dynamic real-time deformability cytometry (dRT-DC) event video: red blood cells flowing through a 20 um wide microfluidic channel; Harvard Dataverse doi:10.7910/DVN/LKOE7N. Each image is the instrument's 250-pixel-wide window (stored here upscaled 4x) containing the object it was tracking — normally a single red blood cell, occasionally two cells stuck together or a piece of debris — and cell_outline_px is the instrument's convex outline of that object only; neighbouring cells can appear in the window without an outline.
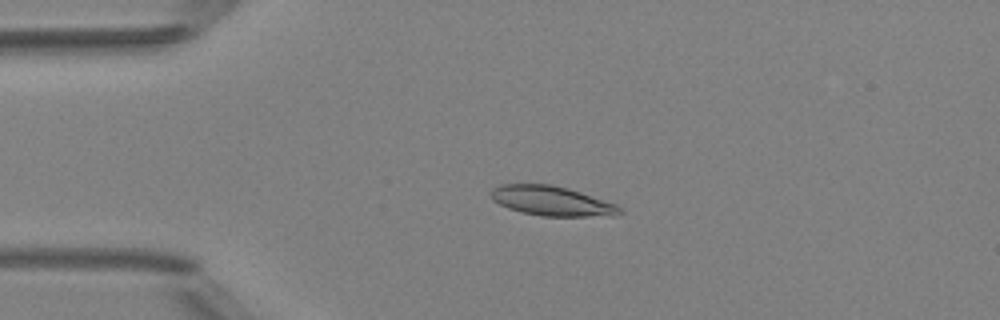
{"species": "Egyptian fruit bat (a non-hibernating species)", "species_latin": "Rousettus aegyptiacus", "temperature_condition": "room temperature", "stored_images_in_passage": 5, "camera_frame_rate_fps": 3000, "um_per_image_px": 0.085, "animal": {"sex": "female"}, "frame": {"image": 1, "passage_image": 4, "time_ms": 3.667, "image_size_px": [1000, 320], "cell_outline_px": [[624, 212], [616, 216], [540, 216], [508, 208], [492, 200], [492, 188], [500, 184], [552, 184], [568, 188], [616, 204], [624, 208]], "centroid_in_image_um": [46.95, 17.08], "position_along_channel_um": 38.0, "area_um2": 22.31}}